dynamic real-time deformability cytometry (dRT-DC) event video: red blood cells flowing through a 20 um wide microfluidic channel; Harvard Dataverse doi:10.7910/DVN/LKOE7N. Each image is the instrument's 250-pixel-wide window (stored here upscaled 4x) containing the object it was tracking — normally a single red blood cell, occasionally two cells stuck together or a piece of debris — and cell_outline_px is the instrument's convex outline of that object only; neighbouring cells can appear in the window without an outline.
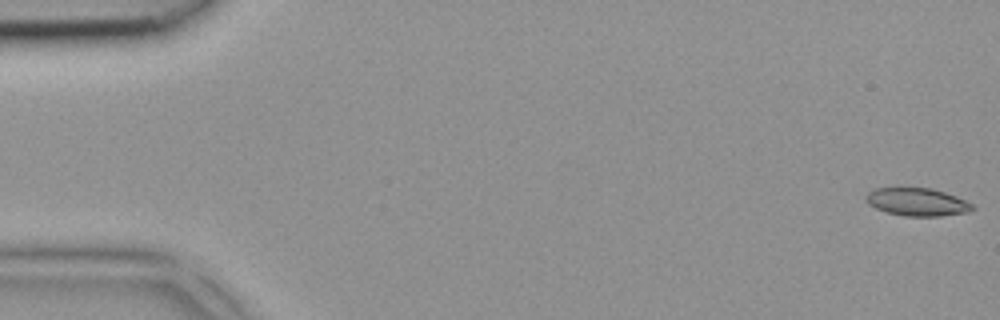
{"species": "common noctule bat (a hibernating species)", "species_latin": "Nyctalus noctula", "temperature_condition": "room temperature", "stored_images_in_passage": 4, "camera_frame_rate_fps": 3000, "um_per_image_px": 0.085, "animal": {"sex": "female", "body_mass_g": 18.4}, "frame": {"image": 1, "passage_image": 1, "time_ms": 0.0, "image_size_px": [1000, 320], "cell_outline_px": [[976, 208], [968, 212], [940, 216], [904, 216], [888, 212], [876, 208], [868, 204], [864, 196], [872, 188], [932, 188], [956, 196], [972, 204]], "centroid_in_image_um": [77.94, 17.16], "position_along_channel_um": 7.1, "area_um2": 17.28}}
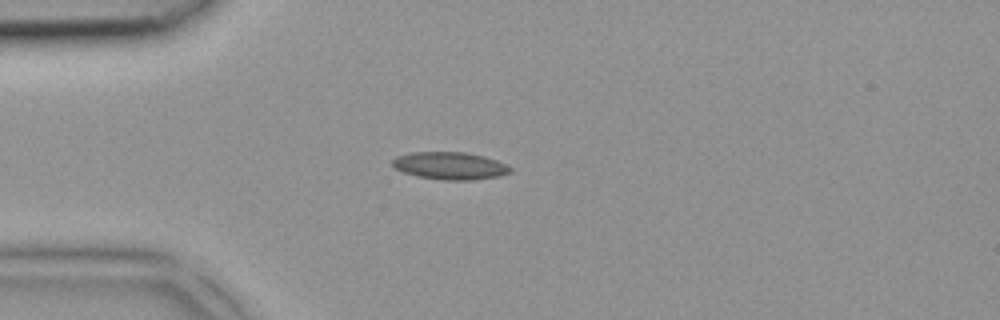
{"frame": {"image": 2, "passage_image": 4, "time_ms": 1.0, "image_size_px": [1000, 320], "cell_outline_px": [[512, 172], [500, 176], [468, 180], [440, 180], [416, 176], [404, 172], [396, 168], [392, 164], [392, 160], [396, 156], [412, 152], [464, 152], [484, 156], [496, 160], [512, 168]], "centroid_in_image_um": [38.24, 14.09], "position_along_channel_um": 46.8, "area_um2": 18.84}}